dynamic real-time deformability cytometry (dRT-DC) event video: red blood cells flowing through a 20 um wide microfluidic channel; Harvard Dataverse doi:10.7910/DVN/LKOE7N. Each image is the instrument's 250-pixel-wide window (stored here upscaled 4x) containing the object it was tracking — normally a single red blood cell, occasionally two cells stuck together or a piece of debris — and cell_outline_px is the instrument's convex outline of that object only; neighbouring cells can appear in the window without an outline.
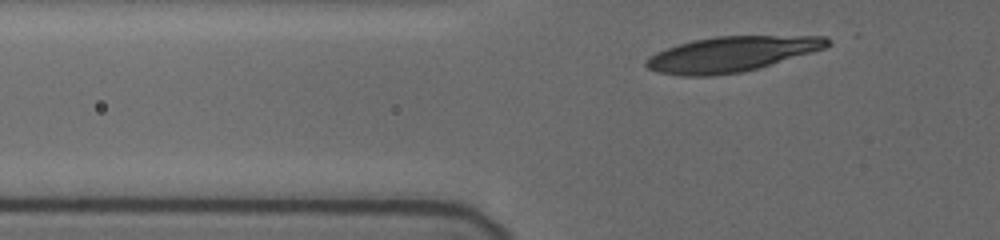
{"species": "human", "species_latin": "Homo sapiens", "temperature_condition": "cold", "stored_images_in_passage": 34, "camera_frame_rate_fps": 3000, "um_per_image_px": 0.085, "donor": {"sex": "female"}, "frame": {"image": 1, "passage_image": 4, "time_ms": 1.0, "image_size_px": [1000, 240], "cell_outline_px": [[832, 44], [824, 48], [760, 68], [744, 72], [712, 76], [684, 76], [656, 72], [648, 68], [644, 64], [644, 60], [648, 56], [656, 52], [692, 40], [716, 36], [828, 36]], "centroid_in_image_um": [62.16, 4.61], "position_along_channel_um": 63.6, "area_um2": 37.34}}
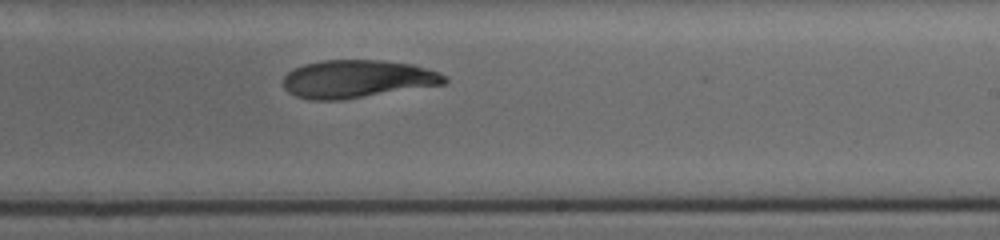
{"frame": {"image": 2, "passage_image": 21, "time_ms": 6.667, "image_size_px": [1000, 240], "cell_outline_px": [[448, 80], [444, 84], [340, 100], [308, 100], [296, 96], [288, 92], [284, 88], [284, 76], [292, 68], [304, 64], [320, 60], [384, 60], [412, 64], [440, 72], [448, 76]], "centroid_in_image_um": [30.36, 6.7], "position_along_channel_um": 258.6, "area_um2": 35.78}}
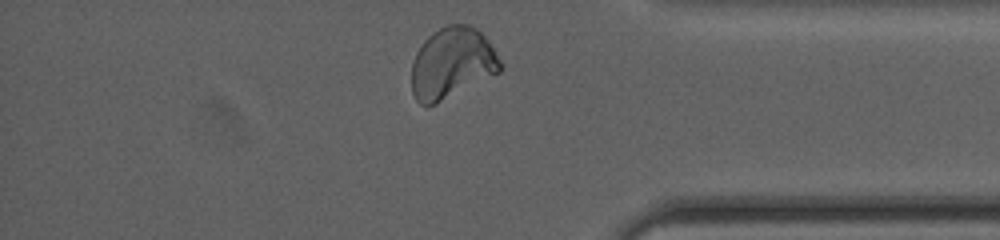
{"frame": {"image": 3, "passage_image": 33, "time_ms": 10.667, "image_size_px": [1000, 240], "cell_outline_px": [[504, 64], [500, 72], [436, 104], [420, 104], [416, 100], [412, 92], [412, 60], [416, 52], [424, 40], [432, 32], [448, 24], [468, 24], [476, 28], [488, 40]], "centroid_in_image_um": [38.43, 5.36], "position_along_channel_um": 396.8, "area_um2": 36.88}, "authors_computed_cell_mechanics": {"area_um2": 36.2695, "velocity_mm_per_s": 3.7005, "shape_relaxation_time_tau1_ms": null, "shape_relaxation_time_tau2_ms": 5.4635, "deformation_change_tau1": null, "deformation_change_tau2": 0.0942}}